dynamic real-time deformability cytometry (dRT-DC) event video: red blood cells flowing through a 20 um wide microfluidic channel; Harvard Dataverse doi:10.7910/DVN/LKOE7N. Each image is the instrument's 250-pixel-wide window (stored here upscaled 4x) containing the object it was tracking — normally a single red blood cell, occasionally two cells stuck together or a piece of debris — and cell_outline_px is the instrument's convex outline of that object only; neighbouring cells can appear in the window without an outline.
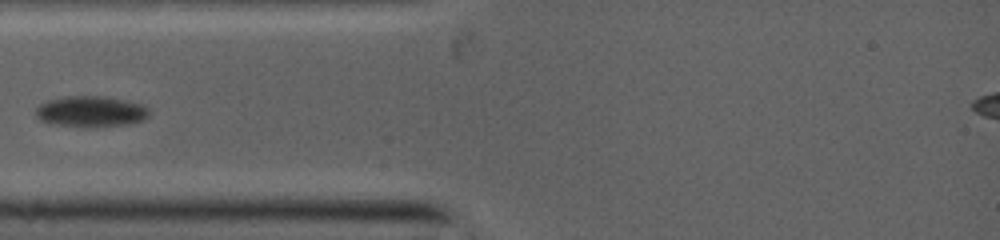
{"species": "common noctule bat (a hibernating species)", "species_latin": "Nyctalus noctula", "temperature_condition": "warm", "stored_images_in_passage": 11, "camera_frame_rate_fps": 5000, "um_per_image_px": 0.085, "animal": {"sex": "female", "body_mass_g": 19.0, "forearm_length_mm": 53.3}, "frame": {"image": 1, "passage_image": 4, "time_ms": 1.4, "image_size_px": [1000, 240], "cell_outline_px": [[148, 116], [140, 120], [120, 124], [60, 124], [40, 120], [36, 116], [36, 108], [40, 104], [48, 100], [72, 96], [96, 96], [136, 104], [144, 108], [148, 112]], "centroid_in_image_um": [7.6, 9.44], "position_along_channel_um": 77.4, "area_um2": 18.44}}
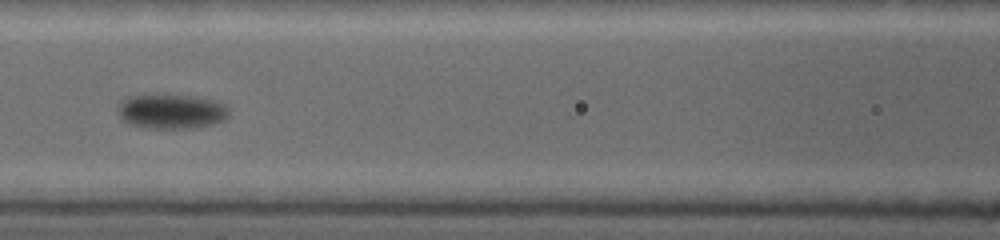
{"frame": {"image": 2, "passage_image": 8, "time_ms": 3.2, "image_size_px": [1000, 240], "cell_outline_px": [[224, 116], [220, 120], [208, 124], [180, 128], [152, 128], [136, 124], [128, 120], [120, 112], [120, 108], [128, 100], [136, 96], [172, 96], [200, 100], [216, 104], [224, 108]], "centroid_in_image_um": [14.5, 9.51], "position_along_channel_um": 152.1, "area_um2": 19.31}}
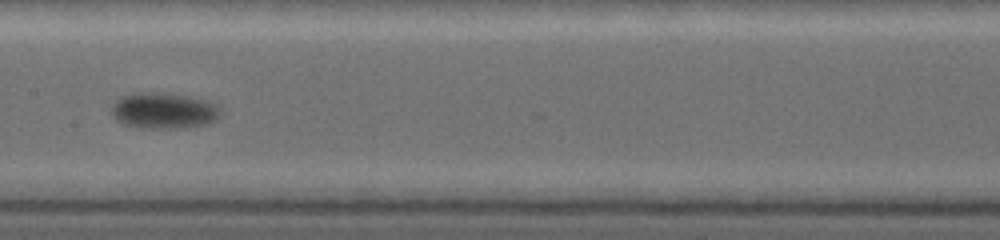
{"frame": {"image": 3, "passage_image": 10, "time_ms": 4.2, "image_size_px": [1000, 240], "cell_outline_px": [[216, 116], [212, 120], [200, 124], [128, 124], [120, 120], [112, 112], [112, 108], [120, 100], [128, 96], [176, 96], [196, 100], [212, 104], [216, 108]], "centroid_in_image_um": [13.88, 9.4], "position_along_channel_um": 193.5, "area_um2": 18.26}}